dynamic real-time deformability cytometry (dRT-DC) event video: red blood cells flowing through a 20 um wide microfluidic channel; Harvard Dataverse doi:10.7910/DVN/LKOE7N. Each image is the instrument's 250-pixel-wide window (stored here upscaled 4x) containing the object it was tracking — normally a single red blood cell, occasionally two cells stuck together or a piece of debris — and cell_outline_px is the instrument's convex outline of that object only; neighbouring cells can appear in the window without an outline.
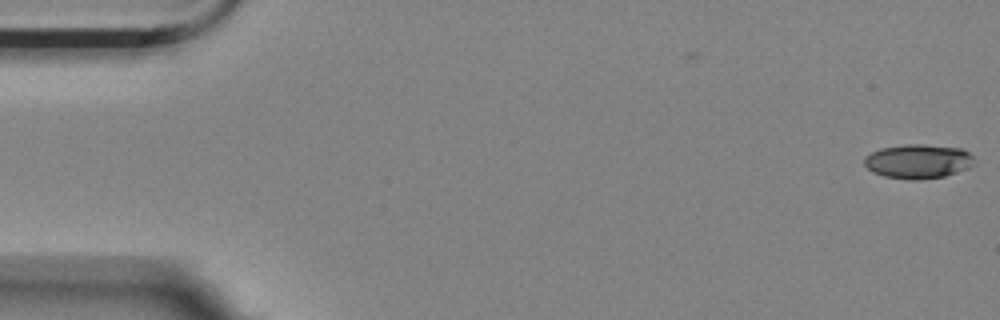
{"species": "Egyptian fruit bat (a non-hibernating species)", "species_latin": "Rousettus aegyptiacus", "temperature_condition": "room temperature", "stored_images_in_passage": 2, "camera_frame_rate_fps": 3000, "um_per_image_px": 0.085, "animal": {"sex": "female"}, "frame": {"image": 1, "passage_image": 2, "time_ms": 0.333, "image_size_px": [1000, 320], "cell_outline_px": [[976, 164], [968, 168], [944, 176], [916, 180], [912, 180], [884, 176], [872, 172], [864, 164], [864, 156], [880, 148], [908, 144], [920, 144], [960, 148], [968, 152], [972, 156]], "centroid_in_image_um": [78.03, 13.71], "position_along_channel_um": 7.0, "area_um2": 21.91}}